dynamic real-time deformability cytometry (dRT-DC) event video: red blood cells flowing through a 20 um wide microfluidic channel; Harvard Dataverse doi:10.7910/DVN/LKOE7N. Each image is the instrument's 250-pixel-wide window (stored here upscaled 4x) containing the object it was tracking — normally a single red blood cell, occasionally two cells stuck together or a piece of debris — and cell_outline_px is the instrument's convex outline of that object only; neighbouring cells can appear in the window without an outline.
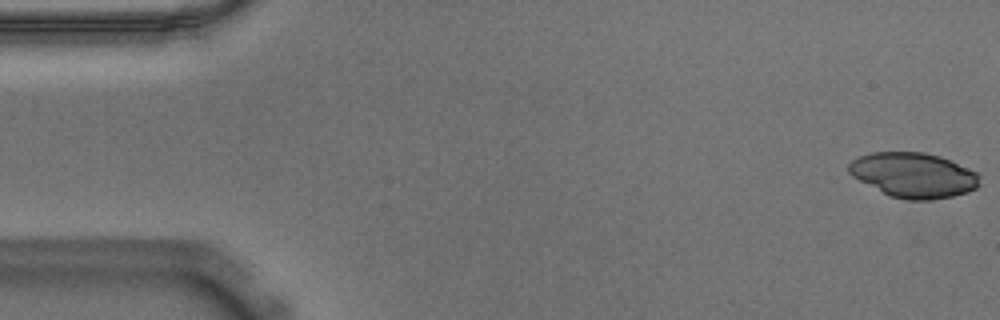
{"species": "Egyptian fruit bat (a non-hibernating species)", "species_latin": "Rousettus aegyptiacus", "temperature_condition": "warm", "stored_images_in_passage": 55, "camera_frame_rate_fps": 3000, "um_per_image_px": 0.085, "animal": {"sex": "male"}, "frame": {"image": 1, "passage_image": 1, "time_ms": 0.0, "image_size_px": [1000, 320], "cell_outline_px": [[980, 184], [976, 188], [968, 192], [952, 196], [928, 200], [908, 200], [892, 196], [852, 176], [848, 172], [848, 164], [852, 160], [860, 156], [872, 152], [924, 152], [940, 156], [952, 160], [976, 172], [980, 176]], "centroid_in_image_um": [77.69, 14.87], "position_along_channel_um": 7.3, "area_um2": 34.1}}
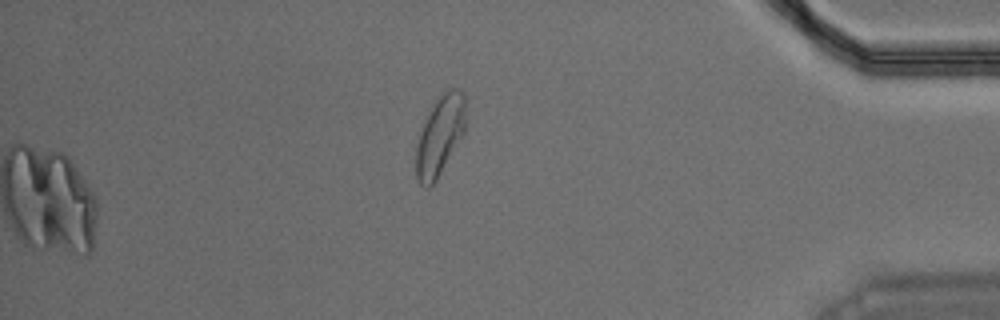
{"frame": {"image": 2, "passage_image": 55, "time_ms": 18.0, "image_size_px": [1000, 320], "cell_outline_px": [[464, 132], [436, 180], [428, 188], [424, 188], [420, 184], [416, 176], [416, 144], [420, 132], [432, 104], [444, 92], [452, 88], [456, 88], [464, 92]], "centroid_in_image_um": [37.36, 11.54], "position_along_channel_um": 397.8, "area_um2": 22.54}}